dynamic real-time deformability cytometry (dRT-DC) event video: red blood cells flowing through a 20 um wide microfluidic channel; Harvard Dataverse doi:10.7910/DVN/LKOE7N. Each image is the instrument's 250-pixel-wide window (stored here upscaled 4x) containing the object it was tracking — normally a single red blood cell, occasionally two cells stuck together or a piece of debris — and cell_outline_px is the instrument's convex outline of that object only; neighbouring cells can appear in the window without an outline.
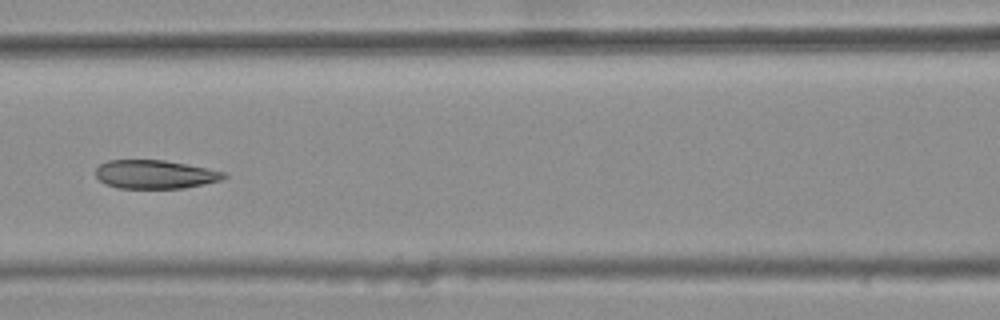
{"species": "common noctule bat (a hibernating species)", "species_latin": "Nyctalus noctula", "temperature_condition": "warm", "stored_images_in_passage": 7, "camera_frame_rate_fps": 3000, "um_per_image_px": 0.085, "animal": {"sex": "female", "body_mass_g": 25.1}, "frame": {"image": 1, "passage_image": 5, "time_ms": 1.333, "image_size_px": [1000, 320], "cell_outline_px": [[228, 176], [220, 180], [204, 184], [184, 188], [116, 188], [104, 184], [96, 176], [96, 168], [100, 164], [108, 160], [164, 160], [188, 164], [224, 172]], "centroid_in_image_um": [13.15, 14.82], "position_along_channel_um": 153.4, "area_um2": 21.39}}
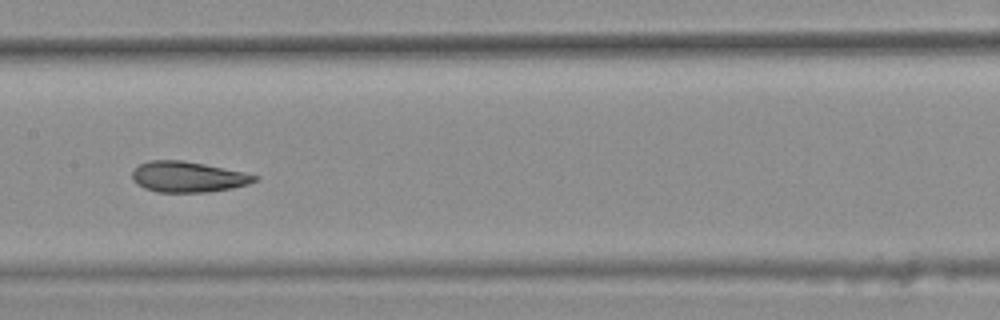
{"frame": {"image": 2, "passage_image": 6, "time_ms": 1.667, "image_size_px": [1000, 320], "cell_outline_px": [[260, 176], [256, 180], [248, 184], [232, 188], [208, 192], [156, 192], [144, 188], [136, 184], [132, 180], [132, 172], [140, 164], [148, 160], [184, 160], [244, 172]], "centroid_in_image_um": [15.95, 15.03], "position_along_channel_um": 191.4, "area_um2": 21.96}}
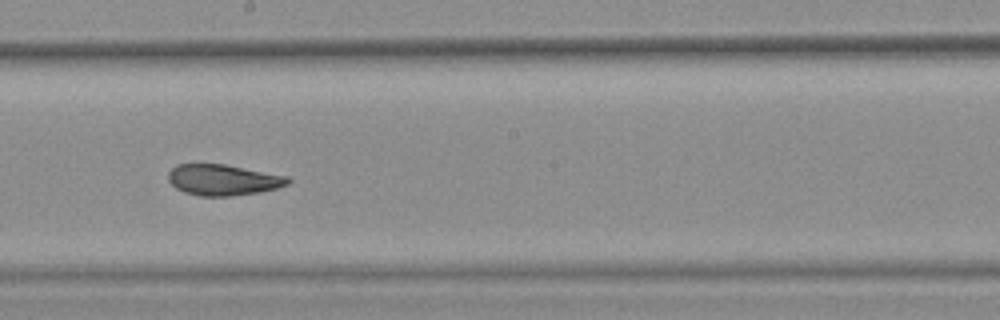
{"frame": {"image": 3, "passage_image": 7, "time_ms": 2.0, "image_size_px": [1000, 320], "cell_outline_px": [[292, 180], [288, 184], [276, 188], [260, 192], [232, 196], [200, 196], [184, 192], [176, 188], [168, 180], [168, 172], [176, 164], [224, 164], [288, 176]], "centroid_in_image_um": [18.96, 15.29], "position_along_channel_um": 229.2, "area_um2": 21.62}}